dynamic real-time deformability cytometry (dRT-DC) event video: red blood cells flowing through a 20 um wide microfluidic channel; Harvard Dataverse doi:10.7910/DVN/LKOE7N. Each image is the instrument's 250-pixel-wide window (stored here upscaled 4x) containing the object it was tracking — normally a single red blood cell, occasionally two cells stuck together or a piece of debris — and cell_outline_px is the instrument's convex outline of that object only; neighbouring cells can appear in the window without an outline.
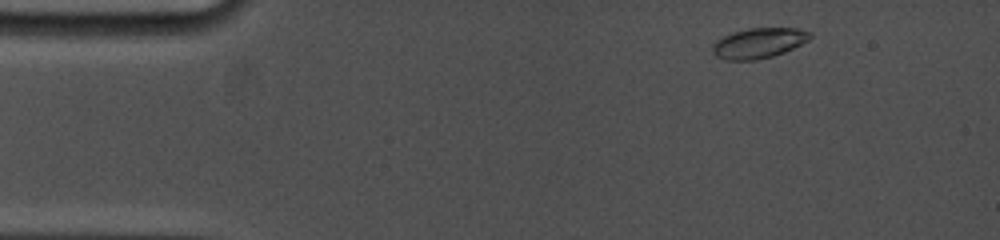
{"species": "common noctule bat (a hibernating species)", "species_latin": "Nyctalus noctula", "temperature_condition": "cold", "stored_images_in_passage": 52, "camera_frame_rate_fps": 5000, "um_per_image_px": 0.085, "animal": {"sex": "female", "body_mass_g": 19.0, "forearm_length_mm": 53.3}, "frame": {"image": 1, "passage_image": 2, "time_ms": 0.4, "image_size_px": [1000, 240], "cell_outline_px": [[812, 36], [808, 40], [784, 52], [772, 56], [756, 60], [724, 60], [716, 56], [712, 52], [712, 44], [716, 40], [732, 32], [748, 28], [796, 28], [812, 32]], "centroid_in_image_um": [64.46, 3.66], "position_along_channel_um": 20.5, "area_um2": 17.22}}
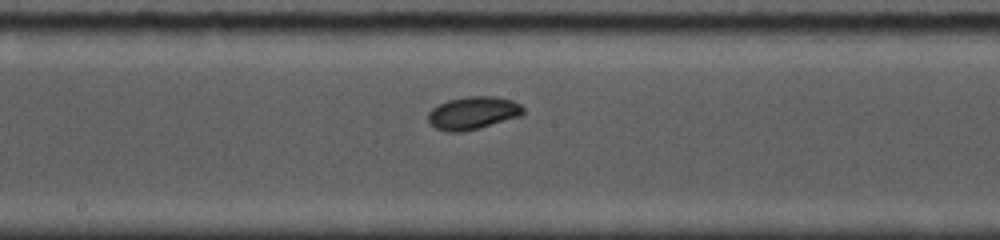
{"frame": {"image": 2, "passage_image": 25, "time_ms": 7.4, "image_size_px": [1000, 240], "cell_outline_px": [[524, 112], [520, 116], [480, 128], [464, 132], [444, 132], [428, 124], [428, 112], [432, 108], [448, 100], [468, 96], [492, 96], [512, 100], [520, 104], [524, 108]], "centroid_in_image_um": [40.18, 9.62], "position_along_channel_um": 208.0, "area_um2": 18.32}}
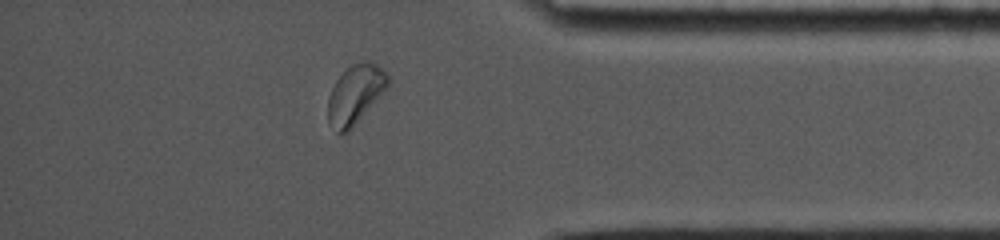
{"frame": {"image": 3, "passage_image": 46, "time_ms": 12.8, "image_size_px": [1000, 240], "cell_outline_px": [[392, 80], [352, 128], [348, 132], [336, 132], [328, 124], [328, 96], [336, 80], [352, 64], [364, 60], [376, 64]], "centroid_in_image_um": [30.17, 8.02], "position_along_channel_um": 405.0, "area_um2": 20.17}, "authors_computed_cell_mechanics": {"area_um2": 17.6001, "velocity_mm_per_s": 3.8002, "shape_relaxation_time_tau1_ms": null, "shape_relaxation_time_tau2_ms": 7.2157, "deformation_change_tau1": null, "deformation_change_tau2": 0.0832}}